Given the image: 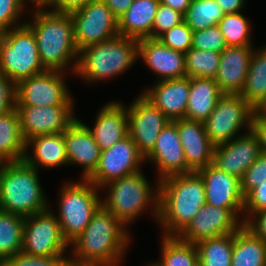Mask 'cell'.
<instances>
[{"label":"cell","mask_w":266,"mask_h":266,"mask_svg":"<svg viewBox=\"0 0 266 266\" xmlns=\"http://www.w3.org/2000/svg\"><path fill=\"white\" fill-rule=\"evenodd\" d=\"M129 235L127 228L101 205L70 244V266H119L131 241Z\"/></svg>","instance_id":"obj_1"},{"label":"cell","mask_w":266,"mask_h":266,"mask_svg":"<svg viewBox=\"0 0 266 266\" xmlns=\"http://www.w3.org/2000/svg\"><path fill=\"white\" fill-rule=\"evenodd\" d=\"M33 12V22L30 20L25 24L34 33L43 66L47 70H71L75 73L79 51L70 14L48 10L46 7L34 9Z\"/></svg>","instance_id":"obj_2"},{"label":"cell","mask_w":266,"mask_h":266,"mask_svg":"<svg viewBox=\"0 0 266 266\" xmlns=\"http://www.w3.org/2000/svg\"><path fill=\"white\" fill-rule=\"evenodd\" d=\"M159 219L164 236H177L206 204L198 172L165 177L159 183Z\"/></svg>","instance_id":"obj_3"},{"label":"cell","mask_w":266,"mask_h":266,"mask_svg":"<svg viewBox=\"0 0 266 266\" xmlns=\"http://www.w3.org/2000/svg\"><path fill=\"white\" fill-rule=\"evenodd\" d=\"M159 183L157 178L155 190L141 171L110 181L102 186L107 188V196L102 198V206L110 211L125 227L134 223L148 207L156 221L159 219ZM154 190V191H153Z\"/></svg>","instance_id":"obj_4"},{"label":"cell","mask_w":266,"mask_h":266,"mask_svg":"<svg viewBox=\"0 0 266 266\" xmlns=\"http://www.w3.org/2000/svg\"><path fill=\"white\" fill-rule=\"evenodd\" d=\"M138 60V40L117 35L79 51L75 75L87 83L119 76Z\"/></svg>","instance_id":"obj_5"},{"label":"cell","mask_w":266,"mask_h":266,"mask_svg":"<svg viewBox=\"0 0 266 266\" xmlns=\"http://www.w3.org/2000/svg\"><path fill=\"white\" fill-rule=\"evenodd\" d=\"M38 172L24 160L6 162L0 169V210L27 217L49 208Z\"/></svg>","instance_id":"obj_6"},{"label":"cell","mask_w":266,"mask_h":266,"mask_svg":"<svg viewBox=\"0 0 266 266\" xmlns=\"http://www.w3.org/2000/svg\"><path fill=\"white\" fill-rule=\"evenodd\" d=\"M60 189L57 219L64 239L70 245L91 222L102 205L99 188L89 180L67 182Z\"/></svg>","instance_id":"obj_7"},{"label":"cell","mask_w":266,"mask_h":266,"mask_svg":"<svg viewBox=\"0 0 266 266\" xmlns=\"http://www.w3.org/2000/svg\"><path fill=\"white\" fill-rule=\"evenodd\" d=\"M47 71L43 66L33 31L20 25L0 37V74L15 84Z\"/></svg>","instance_id":"obj_8"},{"label":"cell","mask_w":266,"mask_h":266,"mask_svg":"<svg viewBox=\"0 0 266 266\" xmlns=\"http://www.w3.org/2000/svg\"><path fill=\"white\" fill-rule=\"evenodd\" d=\"M253 107L238 94H222L204 121L205 131L214 146L227 143L239 135L243 127L251 130Z\"/></svg>","instance_id":"obj_9"},{"label":"cell","mask_w":266,"mask_h":266,"mask_svg":"<svg viewBox=\"0 0 266 266\" xmlns=\"http://www.w3.org/2000/svg\"><path fill=\"white\" fill-rule=\"evenodd\" d=\"M69 14L78 51L119 35L118 19L103 0H92Z\"/></svg>","instance_id":"obj_10"},{"label":"cell","mask_w":266,"mask_h":266,"mask_svg":"<svg viewBox=\"0 0 266 266\" xmlns=\"http://www.w3.org/2000/svg\"><path fill=\"white\" fill-rule=\"evenodd\" d=\"M53 210L25 217L22 252L32 256L64 255L69 248Z\"/></svg>","instance_id":"obj_11"},{"label":"cell","mask_w":266,"mask_h":266,"mask_svg":"<svg viewBox=\"0 0 266 266\" xmlns=\"http://www.w3.org/2000/svg\"><path fill=\"white\" fill-rule=\"evenodd\" d=\"M64 71L47 70L16 84V105L52 106L75 104Z\"/></svg>","instance_id":"obj_12"},{"label":"cell","mask_w":266,"mask_h":266,"mask_svg":"<svg viewBox=\"0 0 266 266\" xmlns=\"http://www.w3.org/2000/svg\"><path fill=\"white\" fill-rule=\"evenodd\" d=\"M145 158L130 135L101 151L95 172L87 179L99 189L110 181L141 171Z\"/></svg>","instance_id":"obj_13"},{"label":"cell","mask_w":266,"mask_h":266,"mask_svg":"<svg viewBox=\"0 0 266 266\" xmlns=\"http://www.w3.org/2000/svg\"><path fill=\"white\" fill-rule=\"evenodd\" d=\"M25 141L49 134L63 133L76 119L74 104L31 106L16 105Z\"/></svg>","instance_id":"obj_14"},{"label":"cell","mask_w":266,"mask_h":266,"mask_svg":"<svg viewBox=\"0 0 266 266\" xmlns=\"http://www.w3.org/2000/svg\"><path fill=\"white\" fill-rule=\"evenodd\" d=\"M132 102L127 106L129 135L145 158L170 120L142 94Z\"/></svg>","instance_id":"obj_15"},{"label":"cell","mask_w":266,"mask_h":266,"mask_svg":"<svg viewBox=\"0 0 266 266\" xmlns=\"http://www.w3.org/2000/svg\"><path fill=\"white\" fill-rule=\"evenodd\" d=\"M197 172L203 179L206 203L228 209L243 224L241 217H243L244 196L241 192L240 179L219 170L213 164Z\"/></svg>","instance_id":"obj_16"},{"label":"cell","mask_w":266,"mask_h":266,"mask_svg":"<svg viewBox=\"0 0 266 266\" xmlns=\"http://www.w3.org/2000/svg\"><path fill=\"white\" fill-rule=\"evenodd\" d=\"M242 225L228 209L206 203L177 237L196 245L216 236L235 233Z\"/></svg>","instance_id":"obj_17"},{"label":"cell","mask_w":266,"mask_h":266,"mask_svg":"<svg viewBox=\"0 0 266 266\" xmlns=\"http://www.w3.org/2000/svg\"><path fill=\"white\" fill-rule=\"evenodd\" d=\"M231 141L214 147L212 164L219 170L241 180L262 150L252 130L245 131Z\"/></svg>","instance_id":"obj_18"},{"label":"cell","mask_w":266,"mask_h":266,"mask_svg":"<svg viewBox=\"0 0 266 266\" xmlns=\"http://www.w3.org/2000/svg\"><path fill=\"white\" fill-rule=\"evenodd\" d=\"M157 166L158 179L193 172L186 163L177 126L169 121L159 134L153 150L145 157Z\"/></svg>","instance_id":"obj_19"},{"label":"cell","mask_w":266,"mask_h":266,"mask_svg":"<svg viewBox=\"0 0 266 266\" xmlns=\"http://www.w3.org/2000/svg\"><path fill=\"white\" fill-rule=\"evenodd\" d=\"M138 59L158 75V81L186 77L185 53L167 47L158 39L138 40Z\"/></svg>","instance_id":"obj_20"},{"label":"cell","mask_w":266,"mask_h":266,"mask_svg":"<svg viewBox=\"0 0 266 266\" xmlns=\"http://www.w3.org/2000/svg\"><path fill=\"white\" fill-rule=\"evenodd\" d=\"M69 165H80L81 179L87 180L96 170L101 149L94 140L87 125L78 118L63 132Z\"/></svg>","instance_id":"obj_21"},{"label":"cell","mask_w":266,"mask_h":266,"mask_svg":"<svg viewBox=\"0 0 266 266\" xmlns=\"http://www.w3.org/2000/svg\"><path fill=\"white\" fill-rule=\"evenodd\" d=\"M141 94L170 121L185 118L190 90V78L157 81Z\"/></svg>","instance_id":"obj_22"},{"label":"cell","mask_w":266,"mask_h":266,"mask_svg":"<svg viewBox=\"0 0 266 266\" xmlns=\"http://www.w3.org/2000/svg\"><path fill=\"white\" fill-rule=\"evenodd\" d=\"M183 146L187 166L194 172L212 164L214 145L205 131L204 122L186 118L173 121Z\"/></svg>","instance_id":"obj_23"},{"label":"cell","mask_w":266,"mask_h":266,"mask_svg":"<svg viewBox=\"0 0 266 266\" xmlns=\"http://www.w3.org/2000/svg\"><path fill=\"white\" fill-rule=\"evenodd\" d=\"M252 52L253 46H227L221 52L215 82L222 94H241Z\"/></svg>","instance_id":"obj_24"},{"label":"cell","mask_w":266,"mask_h":266,"mask_svg":"<svg viewBox=\"0 0 266 266\" xmlns=\"http://www.w3.org/2000/svg\"><path fill=\"white\" fill-rule=\"evenodd\" d=\"M101 151L129 135L127 107L112 101L101 107L92 128L87 126Z\"/></svg>","instance_id":"obj_25"},{"label":"cell","mask_w":266,"mask_h":266,"mask_svg":"<svg viewBox=\"0 0 266 266\" xmlns=\"http://www.w3.org/2000/svg\"><path fill=\"white\" fill-rule=\"evenodd\" d=\"M32 148L31 150L28 148ZM32 151V155L28 152ZM27 164L35 167L51 169L68 164L66 142L63 133L33 137L26 141V153L23 159Z\"/></svg>","instance_id":"obj_26"},{"label":"cell","mask_w":266,"mask_h":266,"mask_svg":"<svg viewBox=\"0 0 266 266\" xmlns=\"http://www.w3.org/2000/svg\"><path fill=\"white\" fill-rule=\"evenodd\" d=\"M159 4V0H134L118 20L119 35L136 40L152 38V27Z\"/></svg>","instance_id":"obj_27"},{"label":"cell","mask_w":266,"mask_h":266,"mask_svg":"<svg viewBox=\"0 0 266 266\" xmlns=\"http://www.w3.org/2000/svg\"><path fill=\"white\" fill-rule=\"evenodd\" d=\"M222 95L215 79L190 78V90L185 118L204 122Z\"/></svg>","instance_id":"obj_28"},{"label":"cell","mask_w":266,"mask_h":266,"mask_svg":"<svg viewBox=\"0 0 266 266\" xmlns=\"http://www.w3.org/2000/svg\"><path fill=\"white\" fill-rule=\"evenodd\" d=\"M231 266H266V242L244 224L234 233Z\"/></svg>","instance_id":"obj_29"},{"label":"cell","mask_w":266,"mask_h":266,"mask_svg":"<svg viewBox=\"0 0 266 266\" xmlns=\"http://www.w3.org/2000/svg\"><path fill=\"white\" fill-rule=\"evenodd\" d=\"M25 153L26 141L15 108L0 116V157L5 162H17L24 159Z\"/></svg>","instance_id":"obj_30"},{"label":"cell","mask_w":266,"mask_h":266,"mask_svg":"<svg viewBox=\"0 0 266 266\" xmlns=\"http://www.w3.org/2000/svg\"><path fill=\"white\" fill-rule=\"evenodd\" d=\"M252 107L266 96V45L253 50L240 94Z\"/></svg>","instance_id":"obj_31"},{"label":"cell","mask_w":266,"mask_h":266,"mask_svg":"<svg viewBox=\"0 0 266 266\" xmlns=\"http://www.w3.org/2000/svg\"><path fill=\"white\" fill-rule=\"evenodd\" d=\"M161 237V260L149 263L151 266H198L196 245L184 242L177 236Z\"/></svg>","instance_id":"obj_32"},{"label":"cell","mask_w":266,"mask_h":266,"mask_svg":"<svg viewBox=\"0 0 266 266\" xmlns=\"http://www.w3.org/2000/svg\"><path fill=\"white\" fill-rule=\"evenodd\" d=\"M25 217L0 210V264L22 252Z\"/></svg>","instance_id":"obj_33"},{"label":"cell","mask_w":266,"mask_h":266,"mask_svg":"<svg viewBox=\"0 0 266 266\" xmlns=\"http://www.w3.org/2000/svg\"><path fill=\"white\" fill-rule=\"evenodd\" d=\"M234 233L216 236L196 244L198 266H231Z\"/></svg>","instance_id":"obj_34"},{"label":"cell","mask_w":266,"mask_h":266,"mask_svg":"<svg viewBox=\"0 0 266 266\" xmlns=\"http://www.w3.org/2000/svg\"><path fill=\"white\" fill-rule=\"evenodd\" d=\"M224 15L214 0H192L184 15V21L195 32L218 25Z\"/></svg>","instance_id":"obj_35"},{"label":"cell","mask_w":266,"mask_h":266,"mask_svg":"<svg viewBox=\"0 0 266 266\" xmlns=\"http://www.w3.org/2000/svg\"><path fill=\"white\" fill-rule=\"evenodd\" d=\"M219 52L190 48L185 53L186 77L215 79L220 63Z\"/></svg>","instance_id":"obj_36"},{"label":"cell","mask_w":266,"mask_h":266,"mask_svg":"<svg viewBox=\"0 0 266 266\" xmlns=\"http://www.w3.org/2000/svg\"><path fill=\"white\" fill-rule=\"evenodd\" d=\"M241 12L225 14L218 22L227 46H253L251 25Z\"/></svg>","instance_id":"obj_37"},{"label":"cell","mask_w":266,"mask_h":266,"mask_svg":"<svg viewBox=\"0 0 266 266\" xmlns=\"http://www.w3.org/2000/svg\"><path fill=\"white\" fill-rule=\"evenodd\" d=\"M0 266H70V262L65 255L32 256L19 252L5 259Z\"/></svg>","instance_id":"obj_38"},{"label":"cell","mask_w":266,"mask_h":266,"mask_svg":"<svg viewBox=\"0 0 266 266\" xmlns=\"http://www.w3.org/2000/svg\"><path fill=\"white\" fill-rule=\"evenodd\" d=\"M158 40L175 51L186 53L192 47L193 31L183 21L162 34Z\"/></svg>","instance_id":"obj_39"},{"label":"cell","mask_w":266,"mask_h":266,"mask_svg":"<svg viewBox=\"0 0 266 266\" xmlns=\"http://www.w3.org/2000/svg\"><path fill=\"white\" fill-rule=\"evenodd\" d=\"M226 47L227 44L218 25L193 32L191 48L221 53Z\"/></svg>","instance_id":"obj_40"},{"label":"cell","mask_w":266,"mask_h":266,"mask_svg":"<svg viewBox=\"0 0 266 266\" xmlns=\"http://www.w3.org/2000/svg\"><path fill=\"white\" fill-rule=\"evenodd\" d=\"M184 21V15L171 7L159 4L152 27V39H158L166 31Z\"/></svg>","instance_id":"obj_41"},{"label":"cell","mask_w":266,"mask_h":266,"mask_svg":"<svg viewBox=\"0 0 266 266\" xmlns=\"http://www.w3.org/2000/svg\"><path fill=\"white\" fill-rule=\"evenodd\" d=\"M266 179V153L261 152L254 163L245 171L241 178V192L245 197L252 189Z\"/></svg>","instance_id":"obj_42"},{"label":"cell","mask_w":266,"mask_h":266,"mask_svg":"<svg viewBox=\"0 0 266 266\" xmlns=\"http://www.w3.org/2000/svg\"><path fill=\"white\" fill-rule=\"evenodd\" d=\"M24 8L19 0H0V37L10 28L25 24L19 22Z\"/></svg>","instance_id":"obj_43"},{"label":"cell","mask_w":266,"mask_h":266,"mask_svg":"<svg viewBox=\"0 0 266 266\" xmlns=\"http://www.w3.org/2000/svg\"><path fill=\"white\" fill-rule=\"evenodd\" d=\"M266 209V179L244 197L243 224L256 212Z\"/></svg>","instance_id":"obj_44"},{"label":"cell","mask_w":266,"mask_h":266,"mask_svg":"<svg viewBox=\"0 0 266 266\" xmlns=\"http://www.w3.org/2000/svg\"><path fill=\"white\" fill-rule=\"evenodd\" d=\"M16 108V84L0 74V116Z\"/></svg>","instance_id":"obj_45"},{"label":"cell","mask_w":266,"mask_h":266,"mask_svg":"<svg viewBox=\"0 0 266 266\" xmlns=\"http://www.w3.org/2000/svg\"><path fill=\"white\" fill-rule=\"evenodd\" d=\"M92 0H46L45 7L61 13H70L84 7Z\"/></svg>","instance_id":"obj_46"},{"label":"cell","mask_w":266,"mask_h":266,"mask_svg":"<svg viewBox=\"0 0 266 266\" xmlns=\"http://www.w3.org/2000/svg\"><path fill=\"white\" fill-rule=\"evenodd\" d=\"M244 225L266 242V209L254 213Z\"/></svg>","instance_id":"obj_47"},{"label":"cell","mask_w":266,"mask_h":266,"mask_svg":"<svg viewBox=\"0 0 266 266\" xmlns=\"http://www.w3.org/2000/svg\"><path fill=\"white\" fill-rule=\"evenodd\" d=\"M251 130L257 136L262 152L266 153V119L252 118Z\"/></svg>","instance_id":"obj_48"},{"label":"cell","mask_w":266,"mask_h":266,"mask_svg":"<svg viewBox=\"0 0 266 266\" xmlns=\"http://www.w3.org/2000/svg\"><path fill=\"white\" fill-rule=\"evenodd\" d=\"M119 20L129 9L134 0H103Z\"/></svg>","instance_id":"obj_49"},{"label":"cell","mask_w":266,"mask_h":266,"mask_svg":"<svg viewBox=\"0 0 266 266\" xmlns=\"http://www.w3.org/2000/svg\"><path fill=\"white\" fill-rule=\"evenodd\" d=\"M225 14L241 12L246 0H214Z\"/></svg>","instance_id":"obj_50"},{"label":"cell","mask_w":266,"mask_h":266,"mask_svg":"<svg viewBox=\"0 0 266 266\" xmlns=\"http://www.w3.org/2000/svg\"><path fill=\"white\" fill-rule=\"evenodd\" d=\"M192 0H159L160 4L171 7L175 11L185 15Z\"/></svg>","instance_id":"obj_51"},{"label":"cell","mask_w":266,"mask_h":266,"mask_svg":"<svg viewBox=\"0 0 266 266\" xmlns=\"http://www.w3.org/2000/svg\"><path fill=\"white\" fill-rule=\"evenodd\" d=\"M252 118H265L266 119V96L253 106Z\"/></svg>","instance_id":"obj_52"},{"label":"cell","mask_w":266,"mask_h":266,"mask_svg":"<svg viewBox=\"0 0 266 266\" xmlns=\"http://www.w3.org/2000/svg\"><path fill=\"white\" fill-rule=\"evenodd\" d=\"M20 3L25 7L27 1L33 3L35 5L34 8L41 9L45 7L46 0H19Z\"/></svg>","instance_id":"obj_53"},{"label":"cell","mask_w":266,"mask_h":266,"mask_svg":"<svg viewBox=\"0 0 266 266\" xmlns=\"http://www.w3.org/2000/svg\"><path fill=\"white\" fill-rule=\"evenodd\" d=\"M5 161L0 157V168H2L5 165Z\"/></svg>","instance_id":"obj_54"}]
</instances>
